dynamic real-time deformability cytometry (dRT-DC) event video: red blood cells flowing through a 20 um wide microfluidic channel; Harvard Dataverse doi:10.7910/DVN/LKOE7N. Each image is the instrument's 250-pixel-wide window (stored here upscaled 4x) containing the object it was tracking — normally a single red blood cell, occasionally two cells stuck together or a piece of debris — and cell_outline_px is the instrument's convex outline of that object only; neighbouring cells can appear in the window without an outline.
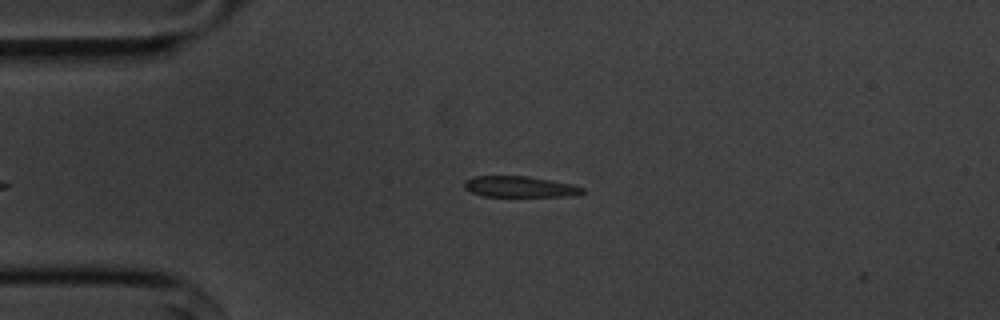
{"species": "common noctule bat (a hibernating species)", "species_latin": "Nyctalus noctula", "temperature_condition": "cold", "stored_images_in_passage": 9, "camera_frame_rate_fps": 3000, "um_per_image_px": 0.085, "animal": {"sex": "male", "body_mass_g": 20.1, "forearm_length_mm": 53.5}, "frame": {"image": 1, "passage_image": 3, "time_ms": 0.667, "image_size_px": [1000, 320], "cell_outline_px": [[584, 192], [580, 196], [484, 196], [472, 192], [464, 188], [464, 180], [472, 176], [528, 176], [572, 184], [584, 188]], "centroid_in_image_um": [44.2, 15.87], "position_along_channel_um": 40.8, "area_um2": 14.51}}